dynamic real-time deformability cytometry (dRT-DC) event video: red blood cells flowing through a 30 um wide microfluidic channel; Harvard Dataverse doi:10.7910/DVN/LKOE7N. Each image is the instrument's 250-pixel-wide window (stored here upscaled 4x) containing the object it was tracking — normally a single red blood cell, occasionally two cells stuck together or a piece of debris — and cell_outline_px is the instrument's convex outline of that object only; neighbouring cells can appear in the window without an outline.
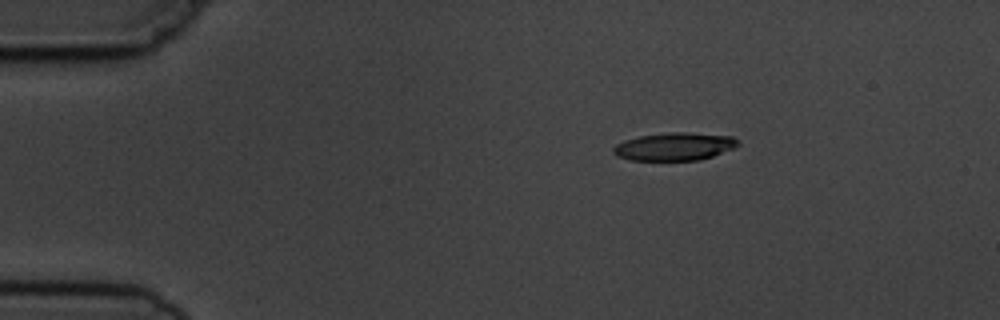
{"species": "common noctule bat (a hibernating species)", "species_latin": "Nyctalus noctula", "temperature_condition": "cold", "stored_images_in_passage": 3, "camera_frame_rate_fps": 3000, "um_per_image_px": 0.085, "animal": {"sex": "male", "body_mass_g": 19.5, "forearm_length_mm": 54.6}, "frame": {"image": 1, "passage_image": 1, "time_ms": 0.0, "image_size_px": [1000, 320], "cell_outline_px": [[740, 144], [732, 148], [712, 156], [700, 160], [628, 160], [616, 156], [612, 152], [612, 148], [616, 144], [624, 140], [640, 136], [668, 132], [688, 132], [732, 136], [740, 140]], "centroid_in_image_um": [57.31, 12.45], "position_along_channel_um": 27.7, "area_um2": 20.35}}